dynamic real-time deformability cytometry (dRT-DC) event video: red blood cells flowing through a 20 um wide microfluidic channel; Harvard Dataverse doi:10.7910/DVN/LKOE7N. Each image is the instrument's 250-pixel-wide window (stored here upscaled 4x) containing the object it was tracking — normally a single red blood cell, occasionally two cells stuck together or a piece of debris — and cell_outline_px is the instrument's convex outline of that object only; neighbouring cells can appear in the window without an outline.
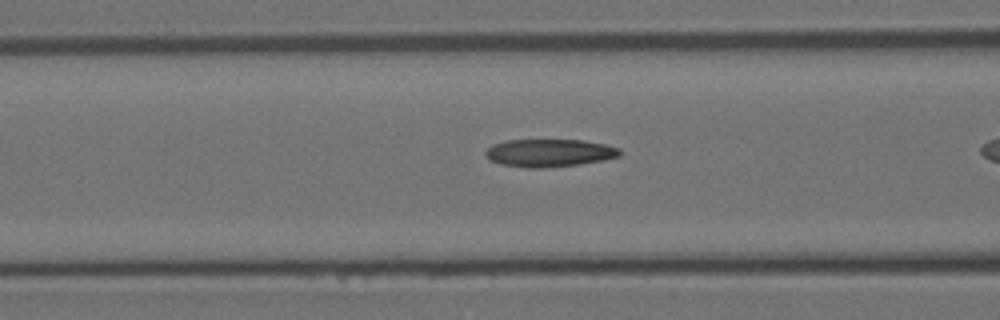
{"species": "Egyptian fruit bat (a non-hibernating species)", "species_latin": "Rousettus aegyptiacus", "temperature_condition": "room temperature", "stored_images_in_passage": 28, "camera_frame_rate_fps": 3000, "um_per_image_px": 0.085, "animal": {"sex": "female"}, "frame": {"image": 1, "passage_image": 13, "time_ms": 4.0, "image_size_px": [1000, 320], "cell_outline_px": [[620, 156], [604, 160], [580, 164], [544, 168], [528, 168], [500, 164], [488, 160], [484, 156], [484, 152], [492, 144], [508, 140], [584, 140], [604, 144], [620, 148]], "centroid_in_image_um": [46.66, 13.0], "position_along_channel_um": 119.9, "area_um2": 21.91}}
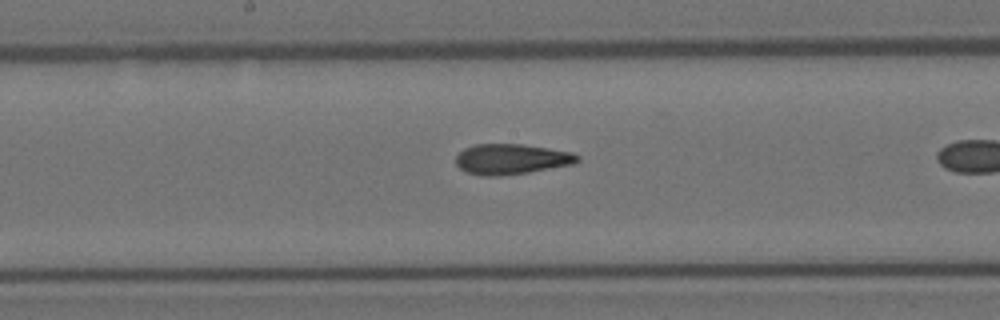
{"frame": {"image": 2, "passage_image": 20, "time_ms": 6.333, "image_size_px": [1000, 320], "cell_outline_px": [[580, 160], [572, 164], [528, 172], [500, 176], [480, 176], [464, 172], [456, 164], [456, 156], [464, 148], [476, 144], [520, 144], [548, 148], [572, 152], [580, 156]], "centroid_in_image_um": [43.43, 13.53], "position_along_channel_um": 204.8, "area_um2": 21.56}}
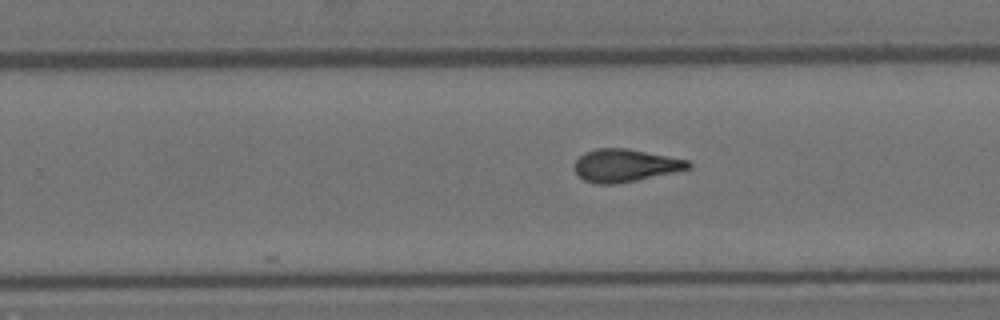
{"frame": {"image": 3, "passage_image": 26, "time_ms": 8.333, "image_size_px": [1000, 320], "cell_outline_px": [[692, 168], [676, 172], [636, 180], [612, 184], [596, 184], [584, 180], [576, 172], [576, 160], [584, 152], [596, 148], [624, 148], [688, 160], [692, 164]], "centroid_in_image_um": [53.16, 14.06], "position_along_channel_um": 276.6, "area_um2": 21.44}}